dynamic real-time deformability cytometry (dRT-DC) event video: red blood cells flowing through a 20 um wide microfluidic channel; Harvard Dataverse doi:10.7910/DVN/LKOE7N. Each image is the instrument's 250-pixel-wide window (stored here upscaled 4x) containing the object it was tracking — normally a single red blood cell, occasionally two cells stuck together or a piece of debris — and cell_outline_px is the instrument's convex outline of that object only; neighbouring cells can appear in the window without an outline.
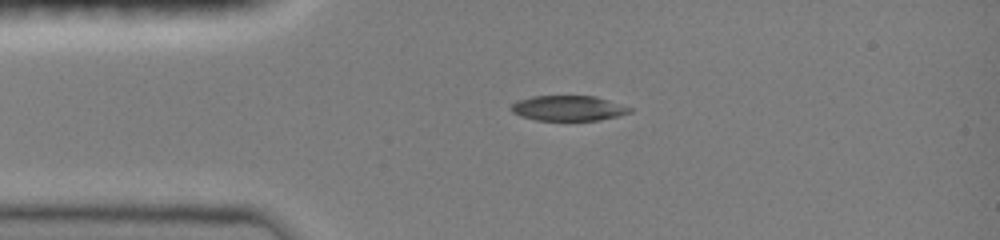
{"species": "common noctule bat (a hibernating species)", "species_latin": "Nyctalus noctula", "temperature_condition": "room temperature", "stored_images_in_passage": 5, "camera_frame_rate_fps": 3000, "um_per_image_px": 0.085, "animal": {"sex": "female", "body_mass_g": 19.0, "forearm_length_mm": 51.5}, "frame": {"image": 1, "passage_image": 4, "time_ms": 2.333, "image_size_px": [1000, 240], "cell_outline_px": [[632, 112], [600, 120], [536, 120], [520, 116], [512, 112], [508, 108], [516, 100], [532, 96], [596, 96], [632, 108]], "centroid_in_image_um": [48.25, 9.19], "position_along_channel_um": 36.7, "area_um2": 17.46}}